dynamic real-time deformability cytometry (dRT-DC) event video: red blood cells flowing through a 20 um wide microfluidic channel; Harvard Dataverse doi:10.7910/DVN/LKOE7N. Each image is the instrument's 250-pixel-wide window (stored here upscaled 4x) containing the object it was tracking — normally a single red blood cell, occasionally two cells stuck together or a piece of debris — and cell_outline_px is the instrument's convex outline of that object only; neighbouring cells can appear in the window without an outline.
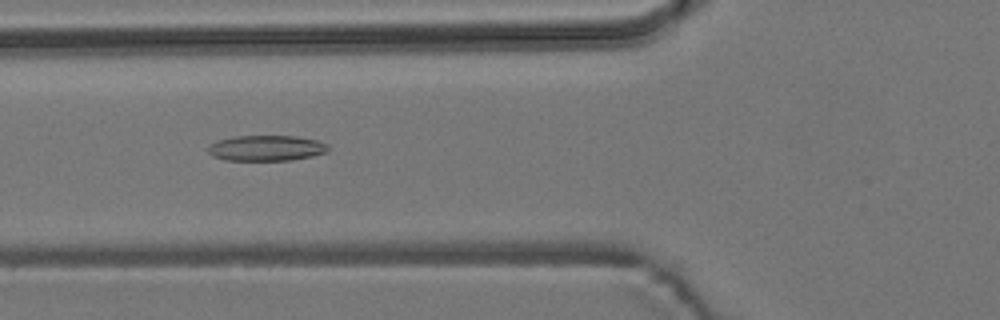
{"species": "common noctule bat (a hibernating species)", "species_latin": "Nyctalus noctula", "temperature_condition": "room temperature", "stored_images_in_passage": 55, "camera_frame_rate_fps": 3000, "um_per_image_px": 0.085, "animal": {"sex": "male", "body_mass_g": 19.2, "forearm_length_mm": 51.8}, "frame": {"image": 1, "passage_image": 21, "time_ms": 6.667, "image_size_px": [1000, 320], "cell_outline_px": [[328, 152], [312, 156], [292, 160], [224, 160], [212, 156], [208, 152], [208, 148], [216, 140], [232, 136], [296, 136], [316, 140], [328, 144]], "centroid_in_image_um": [22.63, 12.59], "position_along_channel_um": 103.2, "area_um2": 17.98}}
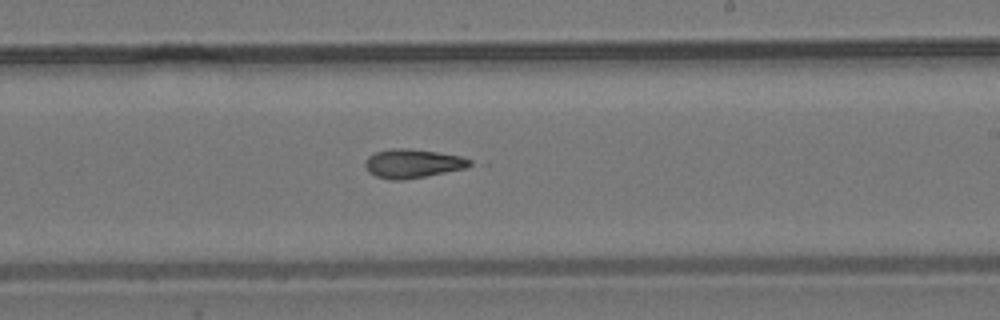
{"frame": {"image": 2, "passage_image": 33, "time_ms": 10.667, "image_size_px": [1000, 320], "cell_outline_px": [[472, 164], [464, 168], [424, 176], [400, 180], [392, 180], [376, 176], [368, 172], [364, 164], [368, 156], [376, 152], [392, 148], [408, 148], [436, 152], [460, 156], [472, 160]], "centroid_in_image_um": [35.04, 13.89], "position_along_channel_um": 254.0, "area_um2": 17.34}}
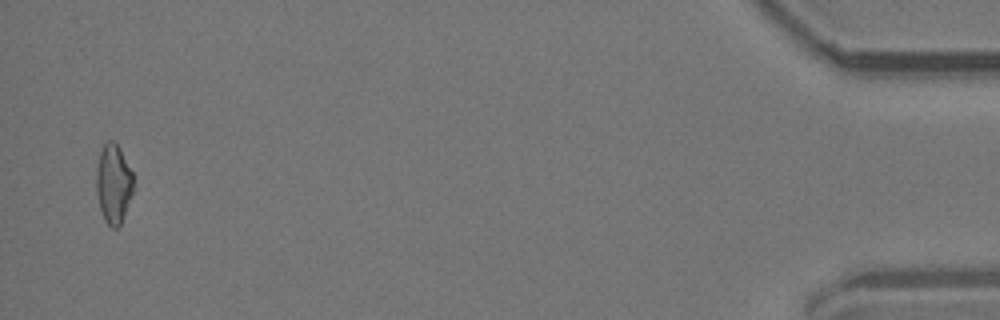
{"frame": {"image": 3, "passage_image": 54, "time_ms": 17.667, "image_size_px": [1000, 320], "cell_outline_px": [[132, 192], [120, 224], [116, 228], [112, 228], [104, 220], [100, 208], [96, 188], [96, 168], [100, 152], [104, 144], [108, 140], [112, 140], [120, 148], [132, 172]], "centroid_in_image_um": [9.62, 15.59], "position_along_channel_um": 425.6, "area_um2": 16.76}, "authors_computed_cell_mechanics": {"area_um2": 17.2822, "velocity_mm_per_s": 3.7729, "shape_relaxation_time_tau1_ms": null, "shape_relaxation_time_tau2_ms": 3.9067, "deformation_change_tau1": null, "deformation_change_tau2": 0.1261}}